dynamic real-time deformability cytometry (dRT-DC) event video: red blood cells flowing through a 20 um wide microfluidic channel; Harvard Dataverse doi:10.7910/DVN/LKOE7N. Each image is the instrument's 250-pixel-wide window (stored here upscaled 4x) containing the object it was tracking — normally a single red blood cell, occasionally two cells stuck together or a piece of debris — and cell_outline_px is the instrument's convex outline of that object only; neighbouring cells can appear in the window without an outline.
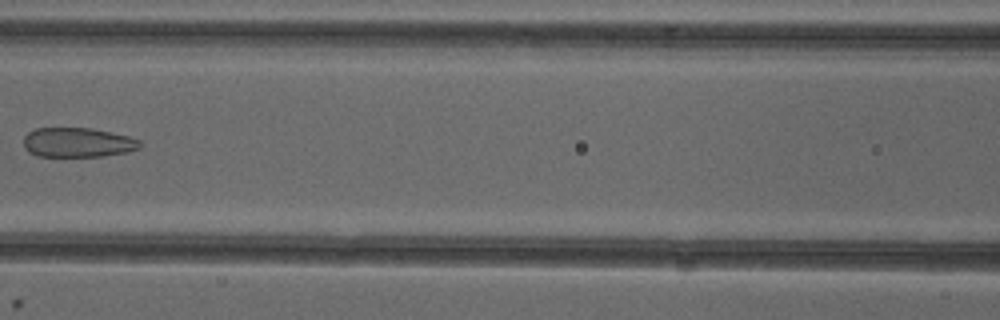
{"species": "common noctule bat (a hibernating species)", "species_latin": "Nyctalus noctula", "temperature_condition": "cold", "stored_images_in_passage": 8, "camera_frame_rate_fps": 3000, "um_per_image_px": 0.085, "animal": {"sex": "female"}, "frame": {"image": 1, "passage_image": 7, "time_ms": 7.333, "image_size_px": [1000, 320], "cell_outline_px": [[144, 144], [140, 148], [128, 152], [100, 156], [36, 156], [28, 152], [24, 148], [24, 136], [28, 132], [36, 128], [92, 128], [128, 136], [140, 140]], "centroid_in_image_um": [6.61, 12.11], "position_along_channel_um": 160.0, "area_um2": 20.17}}
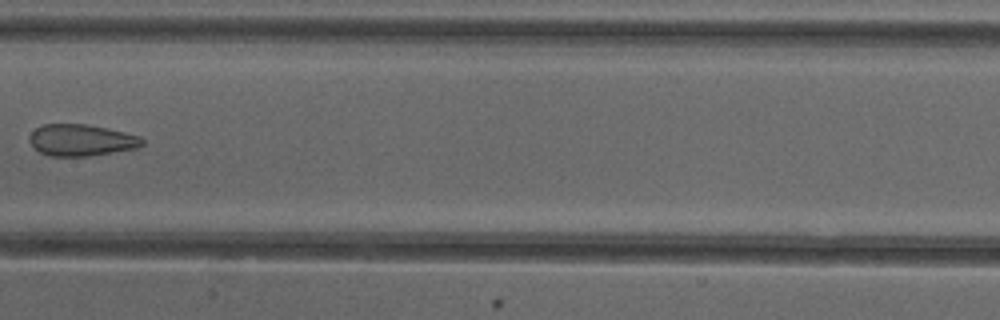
{"frame": {"image": 2, "passage_image": 8, "time_ms": 8.333, "image_size_px": [1000, 320], "cell_outline_px": [[144, 144], [136, 148], [88, 156], [48, 156], [40, 152], [28, 140], [28, 136], [36, 128], [44, 124], [88, 124], [124, 132], [140, 136], [144, 140]], "centroid_in_image_um": [6.9, 11.91], "position_along_channel_um": 200.5, "area_um2": 20.69}}